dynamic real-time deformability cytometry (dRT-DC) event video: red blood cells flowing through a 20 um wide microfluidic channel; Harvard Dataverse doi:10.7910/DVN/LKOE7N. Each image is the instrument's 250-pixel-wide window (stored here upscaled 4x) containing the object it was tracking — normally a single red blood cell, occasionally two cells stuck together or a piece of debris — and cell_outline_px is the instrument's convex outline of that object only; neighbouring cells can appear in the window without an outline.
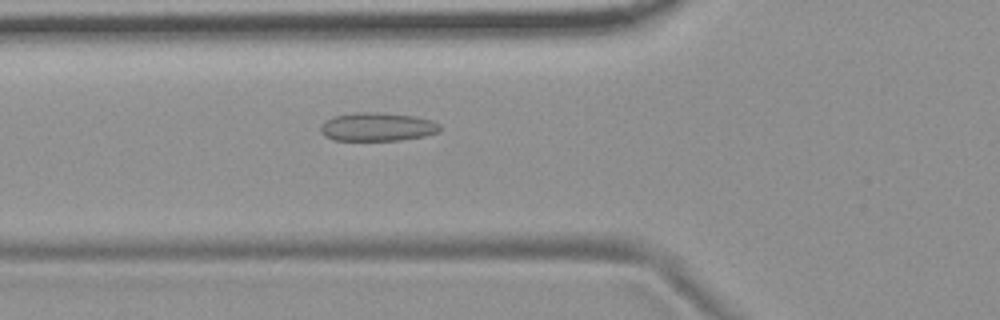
{"species": "common noctule bat (a hibernating species)", "species_latin": "Nyctalus noctula", "temperature_condition": "room temperature", "stored_images_in_passage": 54, "camera_frame_rate_fps": 3000, "um_per_image_px": 0.085, "animal": {"sex": "female", "body_mass_g": 19.9}, "frame": {"image": 1, "passage_image": 19, "time_ms": 6.0, "image_size_px": [1000, 320], "cell_outline_px": [[444, 128], [440, 132], [424, 136], [400, 140], [332, 140], [324, 136], [320, 132], [320, 128], [324, 120], [332, 116], [356, 112], [384, 112], [416, 116], [432, 120], [440, 124]], "centroid_in_image_um": [32.09, 10.77], "position_along_channel_um": 93.7, "area_um2": 20.29}}
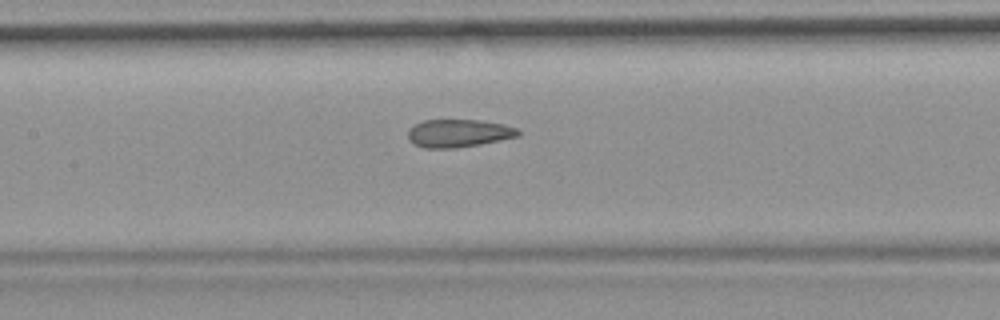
{"frame": {"image": 2, "passage_image": 25, "time_ms": 8.0, "image_size_px": [1000, 320], "cell_outline_px": [[520, 136], [480, 144], [456, 148], [424, 148], [412, 144], [408, 140], [408, 128], [424, 120], [480, 120], [504, 124], [520, 128]], "centroid_in_image_um": [38.98, 11.33], "position_along_channel_um": 168.4, "area_um2": 18.15}}
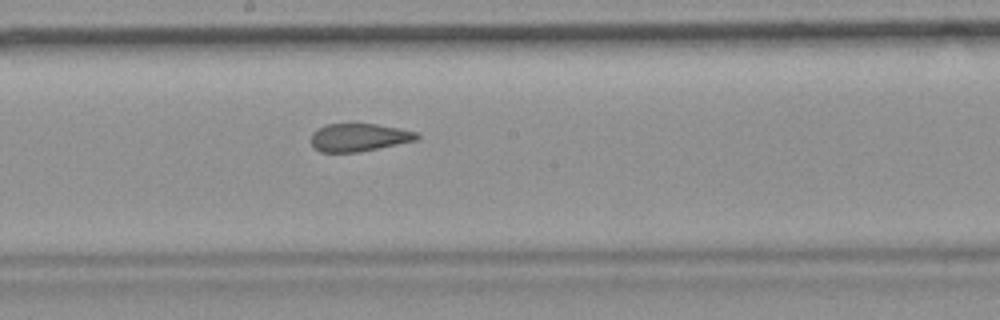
{"frame": {"image": 3, "passage_image": 29, "time_ms": 9.333, "image_size_px": [1000, 320], "cell_outline_px": [[420, 136], [416, 140], [356, 152], [320, 152], [312, 144], [312, 132], [324, 124], [376, 124], [400, 128], [416, 132]], "centroid_in_image_um": [30.49, 11.66], "position_along_channel_um": 217.7, "area_um2": 16.94}, "authors_computed_cell_mechanics": {"area_um2": 19.1607, "velocity_mm_per_s": 3.7114, "shape_relaxation_time_tau1_ms": null, "shape_relaxation_time_tau2_ms": 1.7432, "deformation_change_tau1": null, "deformation_change_tau2": 0.0868}}